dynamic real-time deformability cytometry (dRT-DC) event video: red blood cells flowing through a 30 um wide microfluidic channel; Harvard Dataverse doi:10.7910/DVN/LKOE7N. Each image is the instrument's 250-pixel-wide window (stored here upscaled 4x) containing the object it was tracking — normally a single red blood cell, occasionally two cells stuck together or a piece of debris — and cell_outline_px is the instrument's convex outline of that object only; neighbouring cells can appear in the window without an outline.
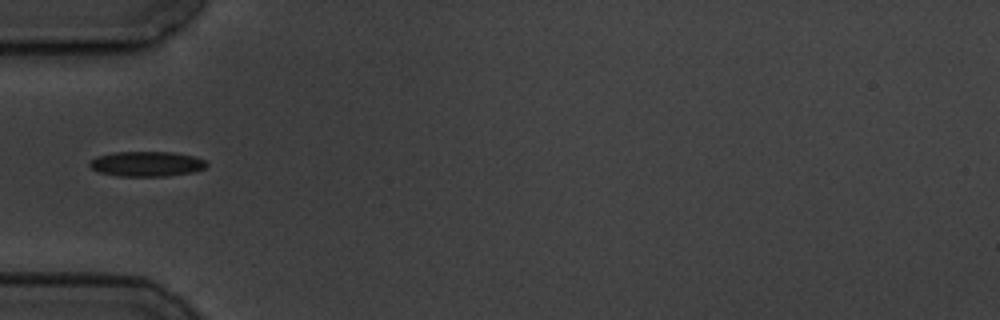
{"species": "common noctule bat (a hibernating species)", "species_latin": "Nyctalus noctula", "temperature_condition": "cold", "stored_images_in_passage": 2, "camera_frame_rate_fps": 3000, "um_per_image_px": 0.085, "animal": {"sex": "male", "body_mass_g": 19.5, "forearm_length_mm": 54.6}, "frame": {"image": 1, "passage_image": 1, "time_ms": 0.0, "image_size_px": [1000, 320], "cell_outline_px": [[208, 164], [204, 168], [192, 172], [164, 176], [120, 176], [96, 172], [88, 164], [96, 156], [112, 152], [172, 152], [196, 156], [204, 160]], "centroid_in_image_um": [12.44, 13.92], "position_along_channel_um": 72.6, "area_um2": 17.11}}
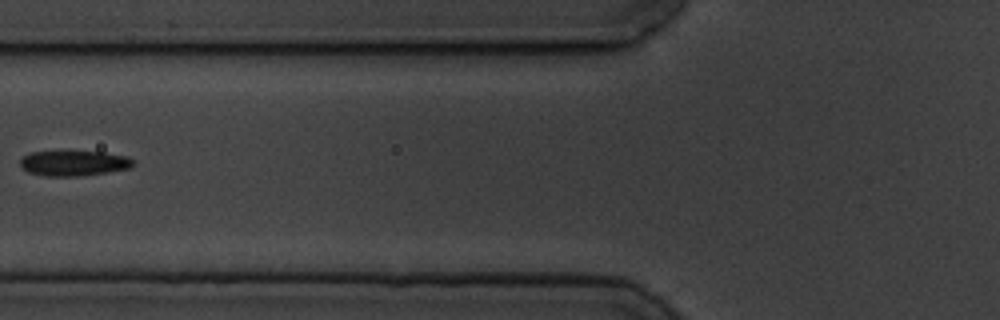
{"frame": {"image": 2, "passage_image": 2, "time_ms": 1.333, "image_size_px": [1000, 320], "cell_outline_px": [[132, 168], [76, 176], [44, 176], [28, 172], [20, 168], [20, 160], [28, 152], [104, 152], [128, 156], [132, 160]], "centroid_in_image_um": [6.23, 13.87], "position_along_channel_um": 119.6, "area_um2": 16.47}}